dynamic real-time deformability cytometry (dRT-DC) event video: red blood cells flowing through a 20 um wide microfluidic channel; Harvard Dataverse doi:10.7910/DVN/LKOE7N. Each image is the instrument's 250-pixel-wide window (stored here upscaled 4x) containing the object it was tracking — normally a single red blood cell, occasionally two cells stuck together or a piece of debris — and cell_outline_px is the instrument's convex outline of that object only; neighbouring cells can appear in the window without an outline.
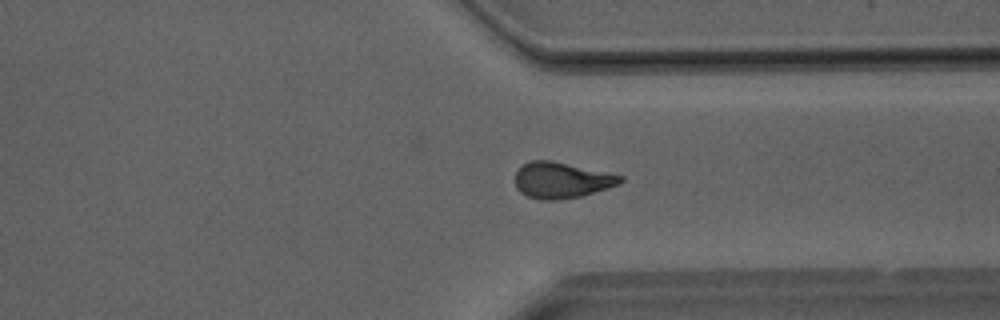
{"species": "Egyptian fruit bat (a non-hibernating species)", "species_latin": "Rousettus aegyptiacus", "temperature_condition": "room temperature", "stored_images_in_passage": 35, "camera_frame_rate_fps": 3000, "um_per_image_px": 0.085, "animal": {"sex": "male"}, "frame": {"image": 1, "passage_image": 25, "time_ms": 8.0, "image_size_px": [1000, 320], "cell_outline_px": [[624, 180], [620, 184], [608, 188], [580, 196], [556, 200], [540, 200], [528, 196], [520, 192], [516, 188], [516, 172], [524, 164], [532, 160], [552, 160], [624, 176]], "centroid_in_image_um": [47.74, 15.31], "position_along_channel_um": 363.7, "area_um2": 21.96}}
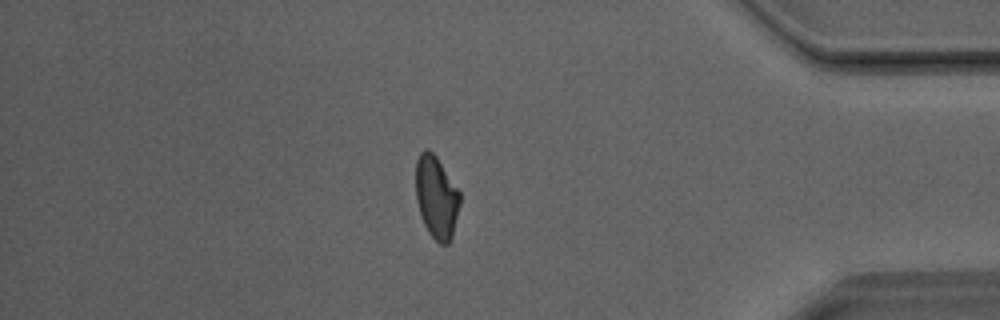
{"frame": {"image": 2, "passage_image": 29, "time_ms": 9.333, "image_size_px": [1000, 320], "cell_outline_px": [[460, 204], [452, 236], [448, 244], [440, 244], [428, 232], [424, 224], [416, 200], [416, 160], [420, 152], [424, 148], [428, 148], [436, 156], [460, 192]], "centroid_in_image_um": [37.09, 16.74], "position_along_channel_um": 398.1, "area_um2": 21.15}}
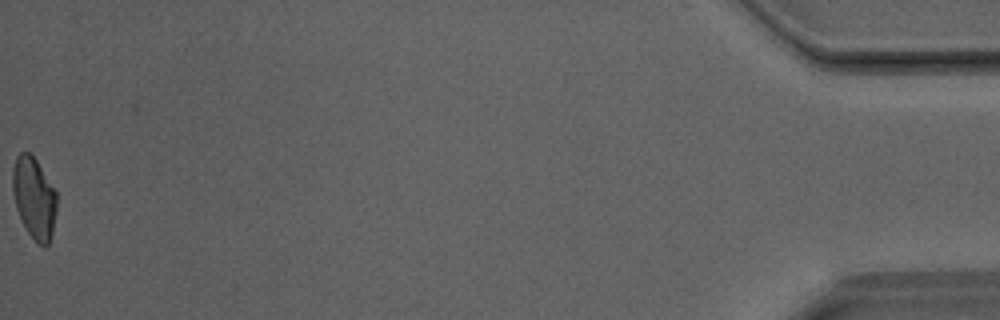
{"frame": {"image": 3, "passage_image": 35, "time_ms": 11.333, "image_size_px": [1000, 320], "cell_outline_px": [[56, 212], [52, 232], [48, 244], [44, 248], [28, 232], [16, 208], [12, 192], [12, 168], [16, 156], [20, 152], [28, 152], [36, 160], [56, 192]], "centroid_in_image_um": [2.88, 16.8], "position_along_channel_um": 432.3, "area_um2": 20.63}}